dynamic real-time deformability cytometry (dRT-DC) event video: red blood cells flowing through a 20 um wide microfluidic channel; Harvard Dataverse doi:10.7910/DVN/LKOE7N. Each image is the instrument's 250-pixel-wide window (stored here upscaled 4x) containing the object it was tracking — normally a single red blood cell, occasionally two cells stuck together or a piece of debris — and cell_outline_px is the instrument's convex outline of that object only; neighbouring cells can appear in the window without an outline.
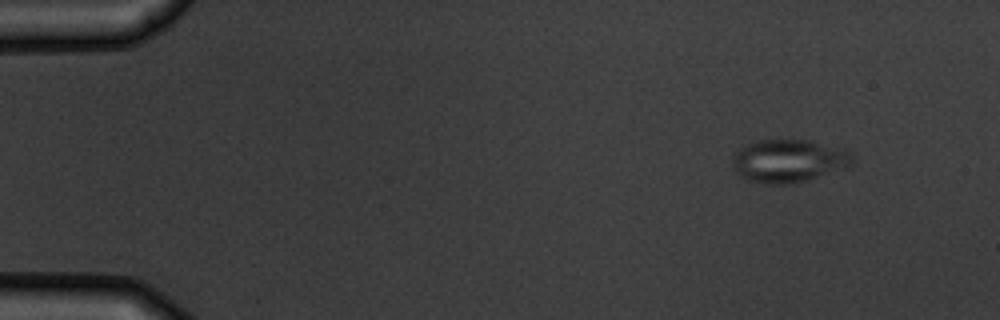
{"species": "common noctule bat (a hibernating species)", "species_latin": "Nyctalus noctula", "temperature_condition": "warm", "stored_images_in_passage": 4, "camera_frame_rate_fps": 3000, "um_per_image_px": 0.085, "animal": {"sex": "male", "body_mass_g": 19.5, "forearm_length_mm": 54.6}, "frame": {"image": 1, "passage_image": 1, "time_ms": 0.0, "image_size_px": [1000, 320], "cell_outline_px": [[852, 164], [848, 168], [804, 180], [784, 184], [768, 184], [748, 180], [740, 176], [732, 168], [732, 156], [740, 148], [752, 140], [808, 140], [852, 152]], "centroid_in_image_um": [66.99, 13.67], "position_along_channel_um": 18.0, "area_um2": 29.88}}